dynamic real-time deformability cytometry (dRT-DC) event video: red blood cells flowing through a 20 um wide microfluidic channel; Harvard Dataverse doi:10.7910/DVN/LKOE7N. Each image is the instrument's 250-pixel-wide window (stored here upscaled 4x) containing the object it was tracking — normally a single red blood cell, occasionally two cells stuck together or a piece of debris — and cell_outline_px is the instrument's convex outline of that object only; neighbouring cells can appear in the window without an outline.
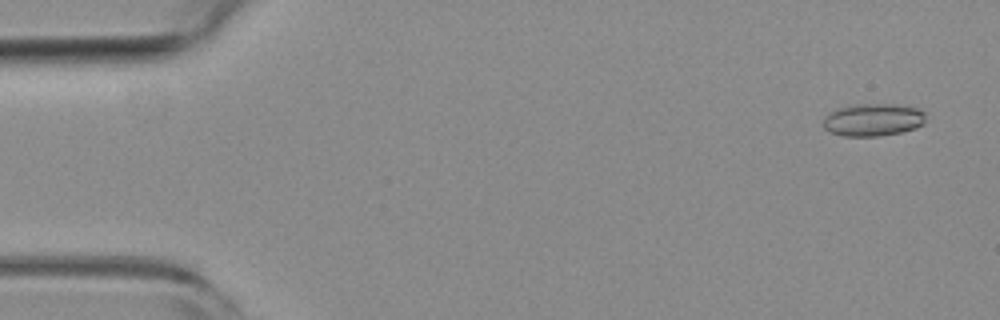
{"species": "common noctule bat (a hibernating species)", "species_latin": "Nyctalus noctula", "temperature_condition": "room temperature", "stored_images_in_passage": 53, "camera_frame_rate_fps": 3000, "um_per_image_px": 0.085, "animal": {"sex": "female", "body_mass_g": 19.3, "forearm_length_mm": 54.1}, "frame": {"image": 1, "passage_image": 3, "time_ms": 0.667, "image_size_px": [1000, 320], "cell_outline_px": [[924, 124], [916, 128], [900, 132], [880, 136], [844, 136], [832, 132], [824, 128], [824, 116], [828, 112], [848, 104], [896, 104], [920, 108], [924, 112]], "centroid_in_image_um": [74.21, 10.16], "position_along_channel_um": 10.8, "area_um2": 19.65}}
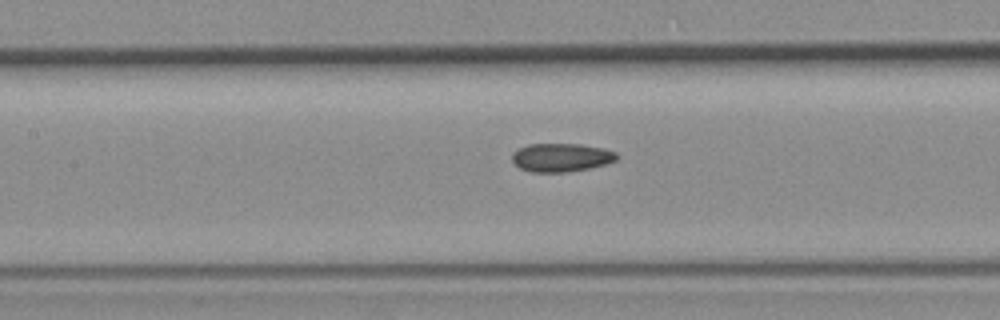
{"frame": {"image": 2, "passage_image": 24, "time_ms": 7.667, "image_size_px": [1000, 320], "cell_outline_px": [[620, 156], [616, 160], [608, 164], [568, 172], [532, 172], [520, 168], [512, 160], [512, 152], [528, 144], [580, 144], [604, 148], [616, 152]], "centroid_in_image_um": [47.74, 13.38], "position_along_channel_um": 159.7, "area_um2": 17.46}}
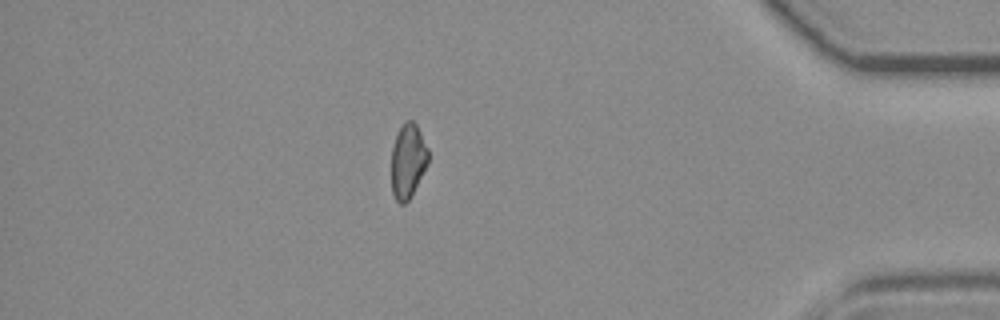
{"frame": {"image": 3, "passage_image": 46, "time_ms": 15.0, "image_size_px": [1000, 320], "cell_outline_px": [[428, 164], [412, 196], [404, 204], [400, 204], [396, 200], [392, 192], [392, 148], [396, 136], [404, 120], [412, 120], [416, 124], [428, 148]], "centroid_in_image_um": [34.68, 13.69], "position_along_channel_um": 400.5, "area_um2": 16.01}, "authors_computed_cell_mechanics": {"area_um2": 17.4556, "velocity_mm_per_s": 3.8856, "shape_relaxation_time_tau1_ms": null, "shape_relaxation_time_tau2_ms": 4.7606, "deformation_change_tau1": null, "deformation_change_tau2": 0.1089}}